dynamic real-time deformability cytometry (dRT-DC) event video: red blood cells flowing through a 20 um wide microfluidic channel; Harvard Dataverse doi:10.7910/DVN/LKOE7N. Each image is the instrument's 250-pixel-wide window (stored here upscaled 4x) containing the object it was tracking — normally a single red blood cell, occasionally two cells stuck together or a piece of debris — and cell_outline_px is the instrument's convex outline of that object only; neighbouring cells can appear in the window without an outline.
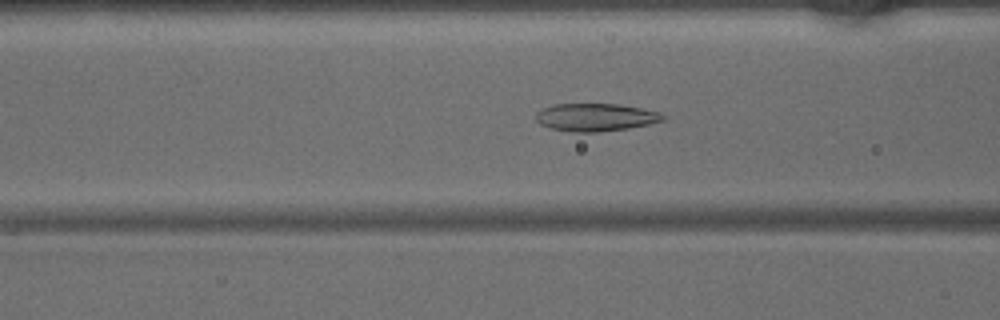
{"species": "common noctule bat (a hibernating species)", "species_latin": "Nyctalus noctula", "temperature_condition": "warm", "stored_images_in_passage": 38, "camera_frame_rate_fps": 3000, "um_per_image_px": 0.085, "animal": {"sex": "male", "body_mass_g": 15.6}, "frame": {"image": 1, "passage_image": 10, "time_ms": 3.0, "image_size_px": [1000, 320], "cell_outline_px": [[664, 120], [648, 124], [628, 128], [596, 132], [572, 132], [552, 128], [540, 124], [536, 120], [536, 112], [540, 108], [552, 104], [620, 104], [640, 108], [656, 112], [664, 116]], "centroid_in_image_um": [50.56, 9.96], "position_along_channel_um": 116.0, "area_um2": 20.4}}
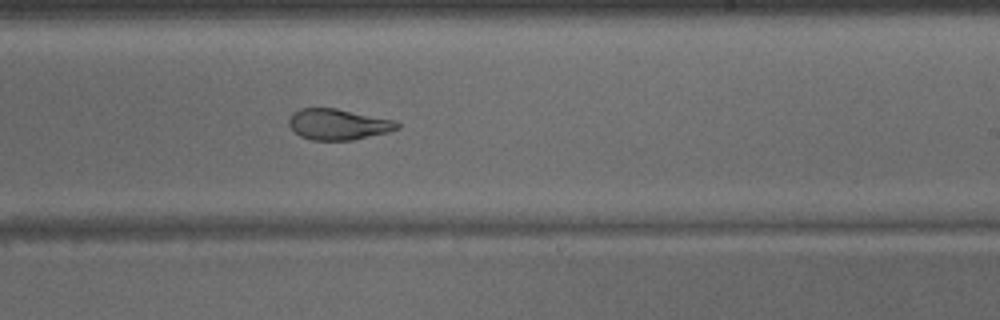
{"frame": {"image": 2, "passage_image": 20, "time_ms": 6.333, "image_size_px": [1000, 320], "cell_outline_px": [[400, 128], [388, 132], [352, 140], [312, 140], [300, 136], [288, 124], [288, 120], [292, 112], [300, 108], [336, 108], [392, 120], [400, 124]], "centroid_in_image_um": [28.71, 10.57], "position_along_channel_um": 260.3, "area_um2": 19.36}}
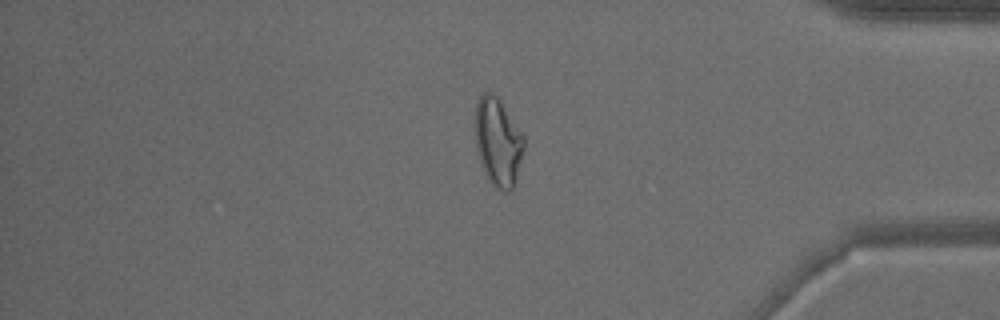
{"frame": {"image": 3, "passage_image": 31, "time_ms": 10.0, "image_size_px": [1000, 320], "cell_outline_px": [[524, 148], [516, 176], [512, 188], [508, 192], [504, 192], [496, 188], [492, 184], [476, 152], [476, 104], [480, 96], [484, 92], [492, 92], [500, 100], [524, 136]], "centroid_in_image_um": [42.33, 12.05], "position_along_channel_um": 392.9, "area_um2": 24.51}}